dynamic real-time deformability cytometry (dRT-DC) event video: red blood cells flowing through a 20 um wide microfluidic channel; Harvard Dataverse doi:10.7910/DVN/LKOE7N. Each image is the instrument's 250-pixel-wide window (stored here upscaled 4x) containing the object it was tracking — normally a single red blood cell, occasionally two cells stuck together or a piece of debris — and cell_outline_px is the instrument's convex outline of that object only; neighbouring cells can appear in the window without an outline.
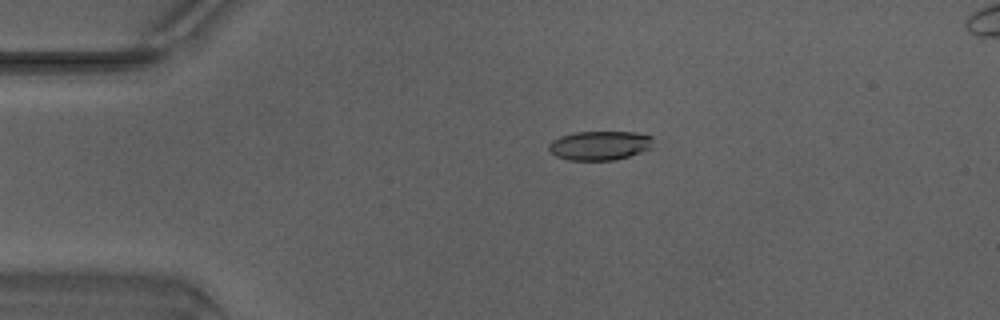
{"species": "Egyptian fruit bat (a non-hibernating species)", "species_latin": "Rousettus aegyptiacus", "temperature_condition": "warm", "stored_images_in_passage": 33, "camera_frame_rate_fps": 3000, "um_per_image_px": 0.085, "animal": {"sex": "male"}, "frame": {"image": 1, "passage_image": 1, "time_ms": 0.0, "image_size_px": [1000, 320], "cell_outline_px": [[652, 148], [628, 156], [612, 160], [568, 160], [556, 156], [548, 148], [548, 144], [552, 140], [560, 136], [576, 132], [636, 132], [652, 136]], "centroid_in_image_um": [50.97, 12.36], "position_along_channel_um": 34.0, "area_um2": 17.69}}
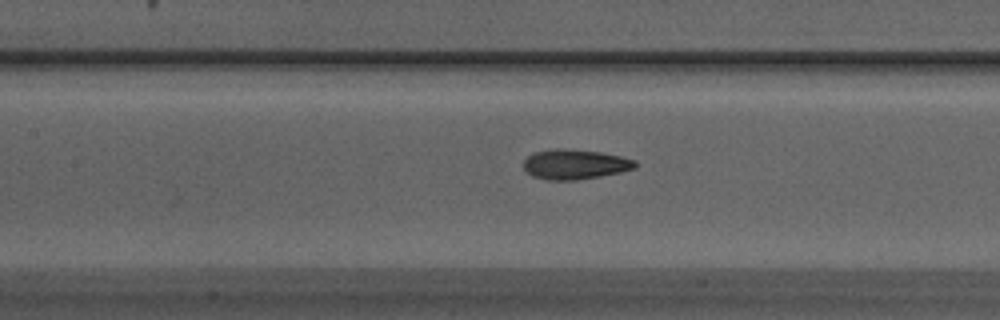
{"frame": {"image": 2, "passage_image": 13, "time_ms": 4.0, "image_size_px": [1000, 320], "cell_outline_px": [[636, 168], [620, 172], [600, 176], [572, 180], [548, 180], [532, 176], [524, 168], [524, 160], [532, 152], [556, 148], [560, 148], [600, 152], [620, 156], [636, 160]], "centroid_in_image_um": [48.85, 13.96], "position_along_channel_um": 158.5, "area_um2": 19.36}}
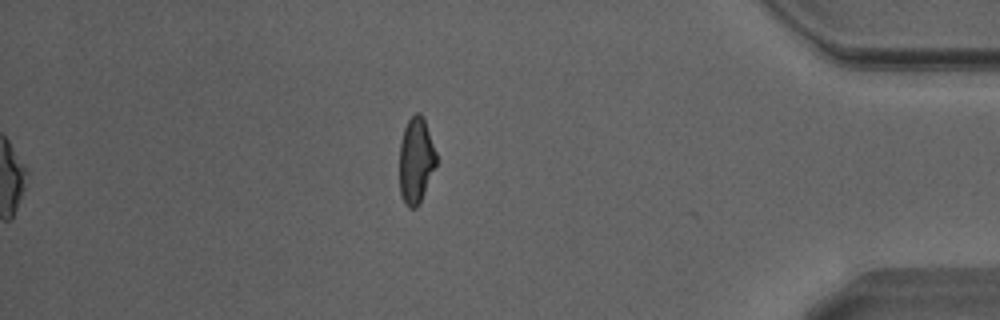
{"frame": {"image": 3, "passage_image": 33, "time_ms": 10.667, "image_size_px": [1000, 320], "cell_outline_px": [[436, 164], [424, 192], [416, 208], [408, 208], [404, 204], [400, 192], [400, 144], [404, 128], [408, 120], [416, 112], [420, 112], [424, 120], [436, 152]], "centroid_in_image_um": [35.34, 13.64], "position_along_channel_um": 399.9, "area_um2": 18.09}, "authors_computed_cell_mechanics": {"area_um2": 19.1896, "velocity_mm_per_s": 4.2162, "shape_relaxation_time_tau1_ms": 4.6706, "shape_relaxation_time_tau2_ms": 1.3134, "deformation_change_tau1": 0.1718, "deformation_change_tau2": 0.0775}}